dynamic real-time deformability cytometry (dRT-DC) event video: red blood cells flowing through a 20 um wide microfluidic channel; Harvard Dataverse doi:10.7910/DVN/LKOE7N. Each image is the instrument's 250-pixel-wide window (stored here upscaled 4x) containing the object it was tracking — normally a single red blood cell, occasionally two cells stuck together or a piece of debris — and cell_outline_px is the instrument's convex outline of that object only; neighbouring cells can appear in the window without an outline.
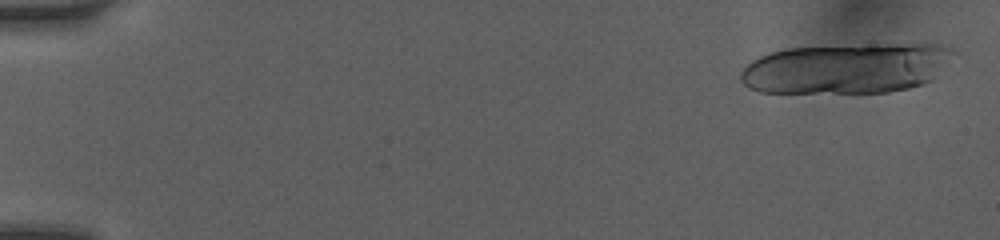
{"species": "human", "species_latin": "Homo sapiens", "temperature_condition": "room temperature", "stored_images_in_passage": 5, "camera_frame_rate_fps": 3000, "um_per_image_px": 0.085, "donor": {"sex": "female"}, "frame": {"image": 1, "passage_image": 1, "time_ms": 0.0, "image_size_px": [1000, 240], "cell_outline_px": [[952, 52], [932, 80], [924, 84], [908, 88], [888, 92], [760, 92], [748, 88], [740, 80], [740, 72], [752, 60], [760, 56], [772, 52], [788, 48], [920, 40], [924, 40], [940, 44], [952, 48]], "centroid_in_image_um": [71.99, 5.75], "position_along_channel_um": 13.0, "area_um2": 63.46}}